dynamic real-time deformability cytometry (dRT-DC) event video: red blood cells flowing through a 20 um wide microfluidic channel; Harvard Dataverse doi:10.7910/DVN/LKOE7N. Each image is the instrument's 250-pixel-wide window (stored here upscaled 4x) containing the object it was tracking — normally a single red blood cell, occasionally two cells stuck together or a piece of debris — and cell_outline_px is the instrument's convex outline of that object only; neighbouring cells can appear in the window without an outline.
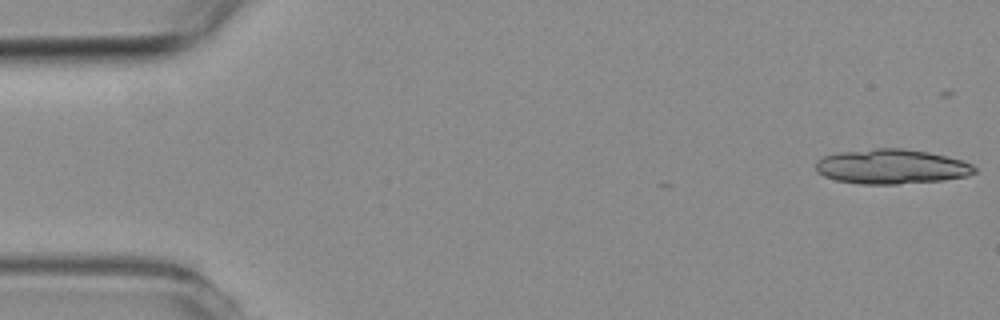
{"species": "common noctule bat (a hibernating species)", "species_latin": "Nyctalus noctula", "temperature_condition": "room temperature", "stored_images_in_passage": 7, "camera_frame_rate_fps": 3000, "um_per_image_px": 0.085, "animal": {"sex": "female", "body_mass_g": 19.3, "forearm_length_mm": 54.1}, "frame": {"image": 1, "passage_image": 1, "time_ms": 0.0, "image_size_px": [1000, 320], "cell_outline_px": [[976, 172], [968, 176], [944, 180], [896, 184], [860, 184], [836, 180], [824, 176], [816, 172], [816, 160], [824, 156], [836, 152], [876, 148], [900, 148], [928, 152], [960, 160], [972, 164], [976, 168]], "centroid_in_image_um": [75.75, 14.16], "position_along_channel_um": 9.3, "area_um2": 32.19}}